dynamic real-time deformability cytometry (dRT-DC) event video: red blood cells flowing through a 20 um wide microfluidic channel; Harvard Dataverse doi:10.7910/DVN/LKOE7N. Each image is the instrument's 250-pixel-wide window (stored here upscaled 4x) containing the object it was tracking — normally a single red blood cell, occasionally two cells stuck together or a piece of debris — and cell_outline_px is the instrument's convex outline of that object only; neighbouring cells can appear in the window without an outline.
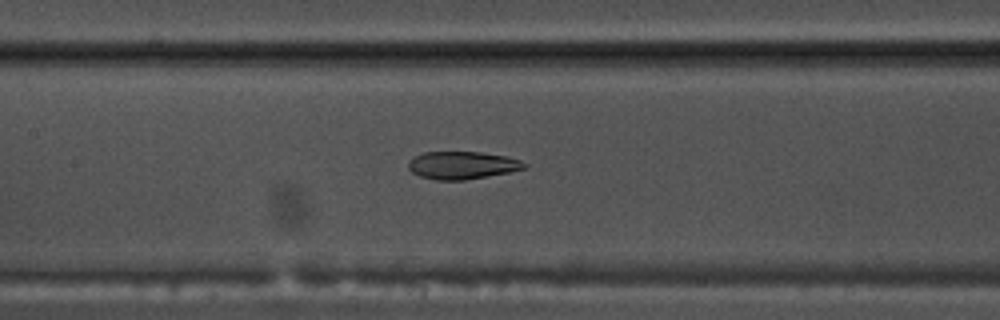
{"species": "common noctule bat (a hibernating species)", "species_latin": "Nyctalus noctula", "temperature_condition": "warm", "stored_images_in_passage": 30, "camera_frame_rate_fps": 3000, "um_per_image_px": 0.085, "animal": {"sex": "male", "body_mass_g": 17.5, "forearm_length_mm": 52.3}, "frame": {"image": 1, "passage_image": 13, "time_ms": 4.0, "image_size_px": [1000, 320], "cell_outline_px": [[528, 168], [508, 172], [464, 180], [436, 180], [420, 176], [412, 172], [408, 168], [408, 160], [424, 152], [480, 152], [508, 156], [520, 160], [528, 164]], "centroid_in_image_um": [39.31, 14.04], "position_along_channel_um": 168.1, "area_um2": 18.73}}
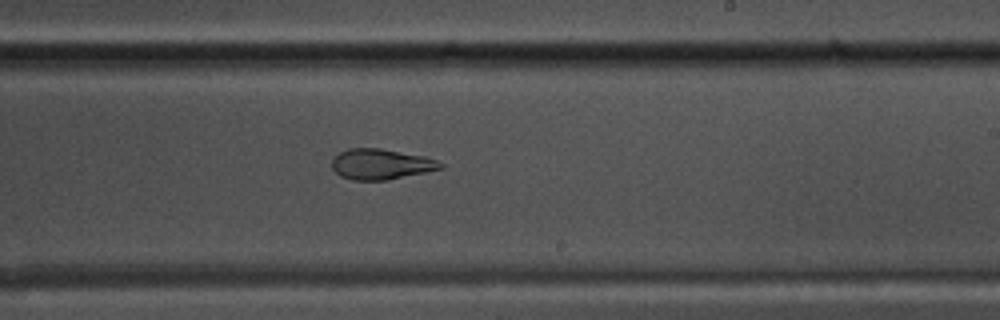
{"frame": {"image": 2, "passage_image": 20, "time_ms": 6.333, "image_size_px": [1000, 320], "cell_outline_px": [[444, 168], [388, 180], [352, 180], [340, 176], [332, 168], [332, 160], [340, 152], [348, 148], [380, 148], [424, 156], [436, 160], [444, 164]], "centroid_in_image_um": [32.38, 13.96], "position_along_channel_um": 256.6, "area_um2": 19.31}}
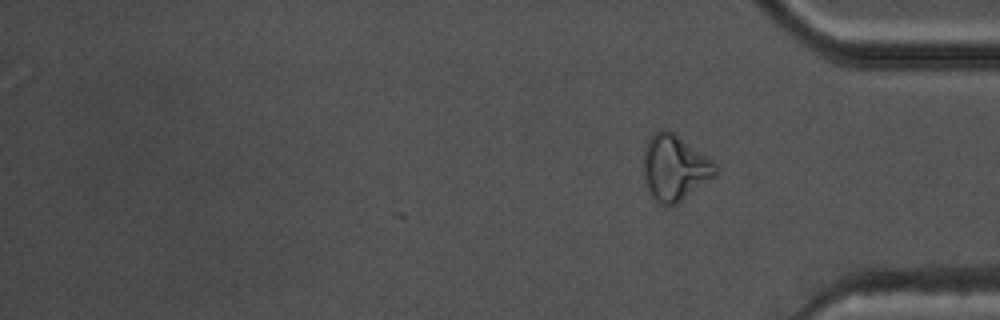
{"frame": {"image": 3, "passage_image": 30, "time_ms": 9.667, "image_size_px": [1000, 320], "cell_outline_px": [[720, 168], [716, 176], [676, 204], [668, 208], [660, 204], [652, 196], [644, 180], [644, 148], [648, 140], [660, 128], [668, 128], [712, 160]], "centroid_in_image_um": [57.36, 14.26], "position_along_channel_um": 377.8, "area_um2": 27.69}, "authors_computed_cell_mechanics": {"area_um2": 19.652, "velocity_mm_per_s": 3.8053, "shape_relaxation_time_tau1_ms": 5.1008, "shape_relaxation_time_tau2_ms": 2.6434, "deformation_change_tau1": 0.1775, "deformation_change_tau2": 0.0988}}